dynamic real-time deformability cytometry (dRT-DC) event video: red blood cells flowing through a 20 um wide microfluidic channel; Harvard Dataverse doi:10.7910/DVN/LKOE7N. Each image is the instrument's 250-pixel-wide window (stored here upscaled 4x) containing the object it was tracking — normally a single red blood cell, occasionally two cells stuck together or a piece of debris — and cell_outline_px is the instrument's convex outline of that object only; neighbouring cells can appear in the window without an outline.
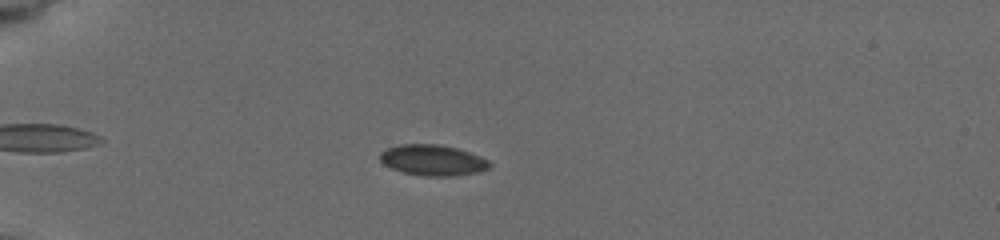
{"species": "common noctule bat (a hibernating species)", "species_latin": "Nyctalus noctula", "temperature_condition": "cold", "stored_images_in_passage": 13, "camera_frame_rate_fps": 3000, "um_per_image_px": 0.085, "animal": {"sex": "female", "body_mass_g": 19.5, "forearm_length_mm": 54.1}, "frame": {"image": 1, "passage_image": 9, "time_ms": 4.0, "image_size_px": [1000, 240], "cell_outline_px": [[492, 164], [488, 168], [476, 172], [452, 176], [424, 176], [404, 172], [392, 168], [384, 164], [380, 160], [380, 152], [388, 148], [400, 144], [436, 144], [456, 148], [480, 156], [488, 160]], "centroid_in_image_um": [36.77, 13.61], "position_along_channel_um": 48.2, "area_um2": 19.42}}